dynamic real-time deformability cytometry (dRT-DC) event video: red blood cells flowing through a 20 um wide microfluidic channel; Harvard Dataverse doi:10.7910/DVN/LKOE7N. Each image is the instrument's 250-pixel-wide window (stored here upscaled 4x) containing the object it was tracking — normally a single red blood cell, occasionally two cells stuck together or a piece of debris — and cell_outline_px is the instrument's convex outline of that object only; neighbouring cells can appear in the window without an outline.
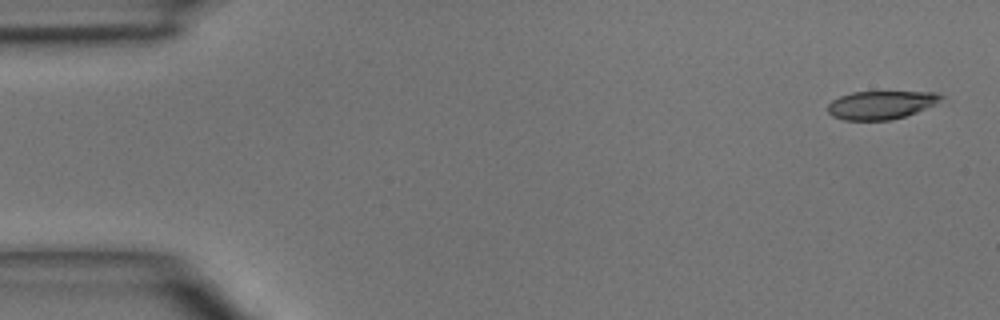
{"species": "common noctule bat (a hibernating species)", "species_latin": "Nyctalus noctula", "temperature_condition": "room temperature", "stored_images_in_passage": 4, "camera_frame_rate_fps": 3000, "um_per_image_px": 0.085, "animal": {"sex": "male", "body_mass_g": 15.6}, "frame": {"image": 1, "passage_image": 1, "time_ms": 0.0, "image_size_px": [1000, 320], "cell_outline_px": [[944, 96], [932, 104], [916, 112], [904, 116], [888, 120], [844, 120], [832, 116], [828, 112], [828, 104], [832, 100], [840, 96], [852, 92], [936, 92]], "centroid_in_image_um": [74.81, 8.92], "position_along_channel_um": 10.2, "area_um2": 18.32}}
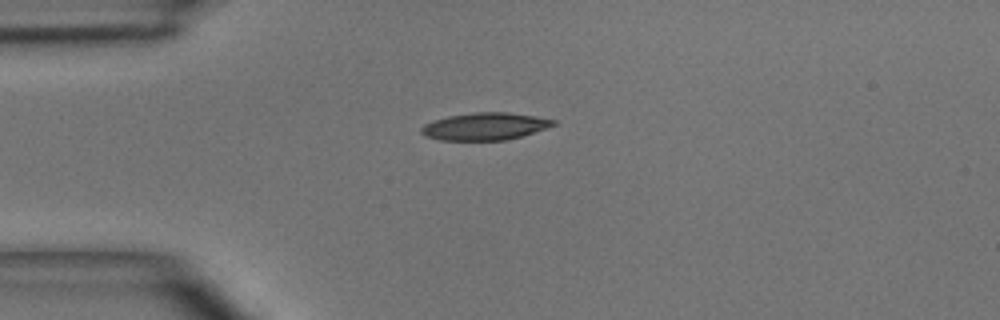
{"frame": {"image": 2, "passage_image": 4, "time_ms": 3.333, "image_size_px": [1000, 320], "cell_outline_px": [[556, 124], [520, 136], [504, 140], [440, 140], [424, 136], [420, 132], [420, 128], [424, 124], [432, 120], [448, 116], [472, 112], [508, 112], [536, 116], [556, 120]], "centroid_in_image_um": [41.15, 10.73], "position_along_channel_um": 43.8, "area_um2": 20.98}}